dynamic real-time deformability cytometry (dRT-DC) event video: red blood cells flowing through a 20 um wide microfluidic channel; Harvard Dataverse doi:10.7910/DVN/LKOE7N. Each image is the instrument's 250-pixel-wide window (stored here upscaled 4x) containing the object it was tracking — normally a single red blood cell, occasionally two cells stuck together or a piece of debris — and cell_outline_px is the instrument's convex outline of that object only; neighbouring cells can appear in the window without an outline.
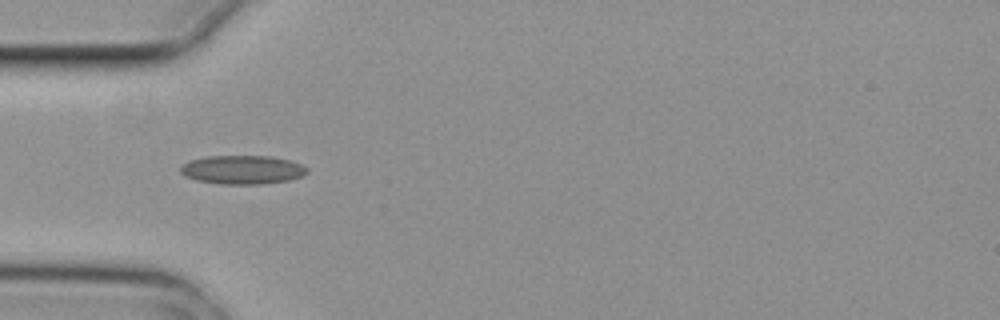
{"species": "common noctule bat (a hibernating species)", "species_latin": "Nyctalus noctula", "temperature_condition": "cold", "stored_images_in_passage": 4, "camera_frame_rate_fps": 3000, "um_per_image_px": 0.085, "animal": {"sex": "female", "body_mass_g": 29.2, "forearm_length_mm": 56.3}, "frame": {"image": 1, "passage_image": 2, "time_ms": 0.333, "image_size_px": [1000, 320], "cell_outline_px": [[308, 172], [304, 176], [288, 180], [260, 184], [220, 184], [196, 180], [184, 176], [180, 172], [180, 164], [188, 160], [208, 156], [272, 156], [288, 160], [300, 164], [308, 168]], "centroid_in_image_um": [20.57, 14.42], "position_along_channel_um": 64.4, "area_um2": 21.39}}
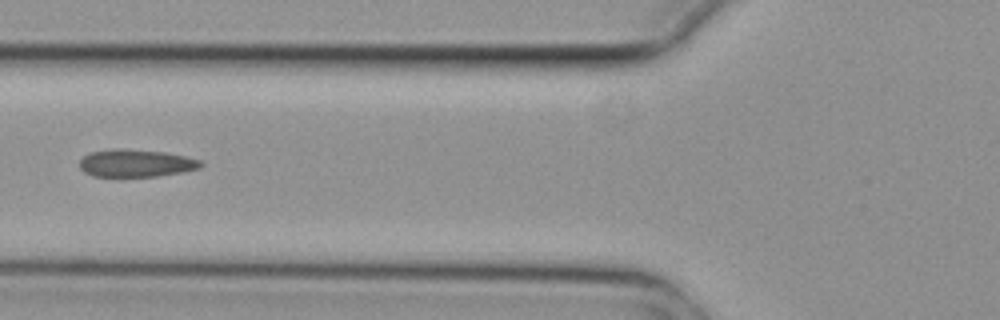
{"frame": {"image": 2, "passage_image": 3, "time_ms": 0.667, "image_size_px": [1000, 320], "cell_outline_px": [[204, 164], [200, 168], [184, 172], [156, 176], [92, 176], [84, 172], [80, 168], [80, 160], [84, 156], [92, 152], [112, 148], [124, 148], [164, 152], [184, 156], [200, 160]], "centroid_in_image_um": [11.56, 13.86], "position_along_channel_um": 114.2, "area_um2": 19.48}}
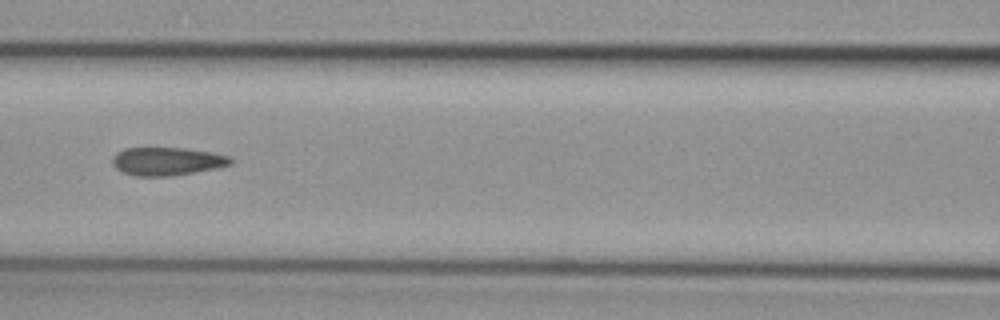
{"frame": {"image": 3, "passage_image": 4, "time_ms": 1.0, "image_size_px": [1000, 320], "cell_outline_px": [[232, 164], [220, 168], [172, 176], [136, 176], [124, 172], [116, 168], [112, 164], [112, 156], [116, 152], [124, 148], [188, 148], [212, 152], [228, 156], [232, 160]], "centroid_in_image_um": [14.21, 13.71], "position_along_channel_um": 152.4, "area_um2": 19.59}}